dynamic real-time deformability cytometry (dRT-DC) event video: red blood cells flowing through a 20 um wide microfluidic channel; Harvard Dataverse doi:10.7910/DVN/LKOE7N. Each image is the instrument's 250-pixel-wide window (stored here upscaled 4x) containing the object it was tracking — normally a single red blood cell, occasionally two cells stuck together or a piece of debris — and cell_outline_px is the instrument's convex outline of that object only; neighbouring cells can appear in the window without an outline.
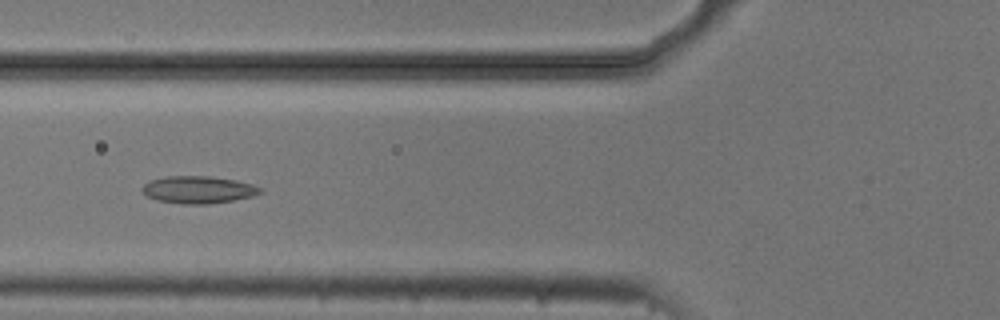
{"species": "common noctule bat (a hibernating species)", "species_latin": "Nyctalus noctula", "temperature_condition": "cold", "stored_images_in_passage": 8, "camera_frame_rate_fps": 3000, "um_per_image_px": 0.085, "animal": {"sex": "male", "body_mass_g": 20.5, "forearm_length_mm": 52.5}, "frame": {"image": 1, "passage_image": 6, "time_ms": 1.667, "image_size_px": [1000, 320], "cell_outline_px": [[260, 192], [252, 196], [232, 200], [208, 204], [180, 204], [156, 200], [148, 196], [140, 188], [148, 180], [164, 176], [208, 176], [236, 180], [252, 184], [260, 188]], "centroid_in_image_um": [16.79, 16.12], "position_along_channel_um": 109.0, "area_um2": 18.73}}
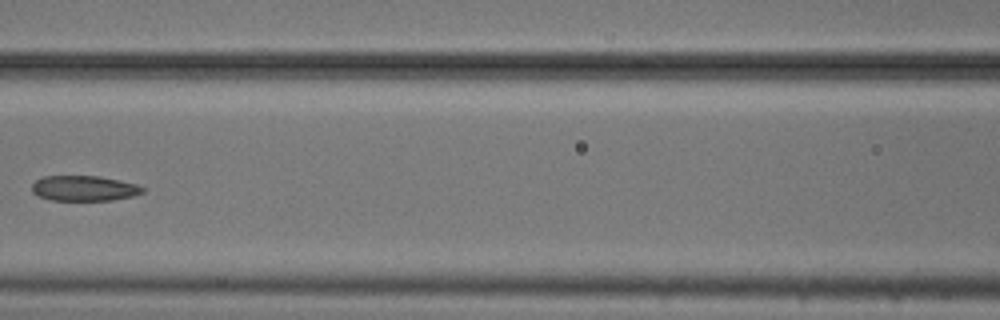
{"frame": {"image": 2, "passage_image": 7, "time_ms": 2.0, "image_size_px": [1000, 320], "cell_outline_px": [[144, 192], [132, 196], [112, 200], [48, 200], [36, 196], [32, 192], [32, 184], [36, 180], [44, 176], [100, 176], [120, 180], [136, 184], [144, 188]], "centroid_in_image_um": [7.12, 16.01], "position_along_channel_um": 159.5, "area_um2": 16.42}}
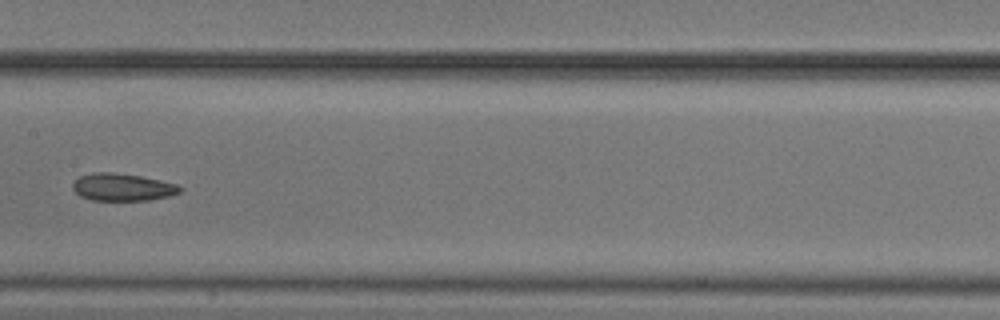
{"frame": {"image": 3, "passage_image": 8, "time_ms": 2.333, "image_size_px": [1000, 320], "cell_outline_px": [[184, 188], [180, 192], [168, 196], [148, 200], [92, 200], [80, 196], [72, 188], [72, 184], [80, 176], [92, 172], [112, 172], [140, 176], [176, 184]], "centroid_in_image_um": [10.39, 15.9], "position_along_channel_um": 197.0, "area_um2": 16.99}}